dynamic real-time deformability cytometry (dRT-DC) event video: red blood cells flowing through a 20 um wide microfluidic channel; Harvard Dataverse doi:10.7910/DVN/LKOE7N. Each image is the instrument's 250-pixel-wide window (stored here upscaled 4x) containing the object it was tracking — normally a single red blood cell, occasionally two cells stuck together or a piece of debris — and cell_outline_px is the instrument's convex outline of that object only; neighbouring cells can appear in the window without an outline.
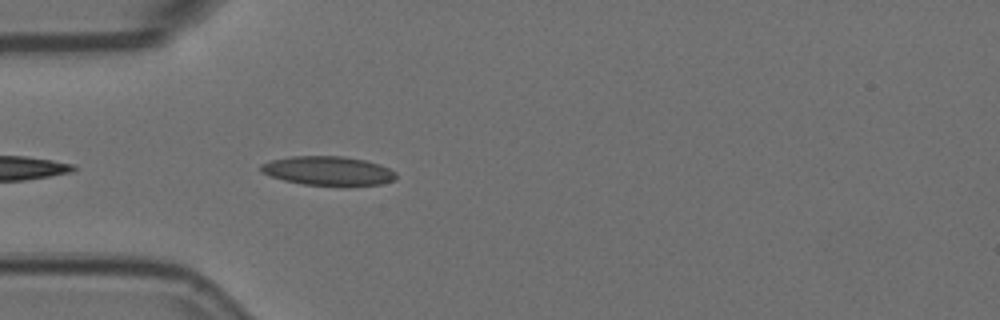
{"species": "Egyptian fruit bat (a non-hibernating species)", "species_latin": "Rousettus aegyptiacus", "temperature_condition": "room temperature", "stored_images_in_passage": 13, "camera_frame_rate_fps": 3000, "um_per_image_px": 0.085, "animal": {"sex": "female"}, "frame": {"image": 1, "passage_image": 3, "time_ms": 0.667, "image_size_px": [1000, 320], "cell_outline_px": [[396, 180], [380, 184], [348, 188], [344, 188], [304, 184], [284, 180], [260, 172], [260, 164], [272, 160], [292, 156], [344, 156], [364, 160], [380, 164], [396, 172]], "centroid_in_image_um": [27.94, 14.56], "position_along_channel_um": 57.1, "area_um2": 23.58}}